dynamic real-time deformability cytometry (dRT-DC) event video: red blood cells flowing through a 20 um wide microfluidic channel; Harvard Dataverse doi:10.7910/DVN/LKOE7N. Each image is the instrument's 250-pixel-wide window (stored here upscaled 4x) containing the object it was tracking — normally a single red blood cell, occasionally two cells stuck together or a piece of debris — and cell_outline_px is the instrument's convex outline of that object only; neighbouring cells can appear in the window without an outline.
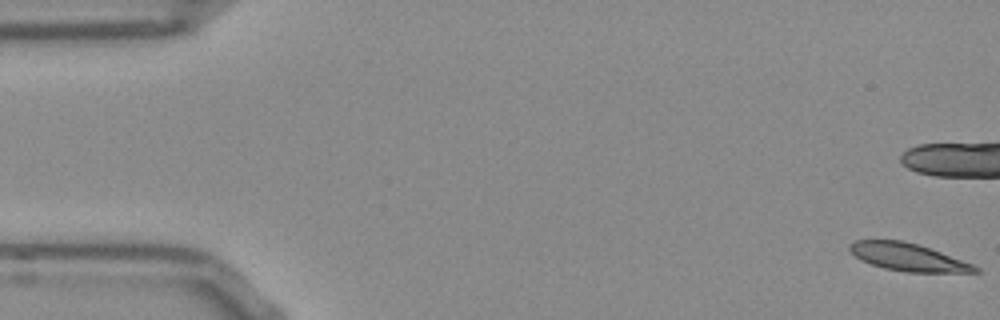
{"species": "Egyptian fruit bat (a non-hibernating species)", "species_latin": "Rousettus aegyptiacus", "temperature_condition": "room temperature", "stored_images_in_passage": 53, "camera_frame_rate_fps": 3000, "um_per_image_px": 0.085, "frame": {"image": 1, "passage_image": 1, "time_ms": 0.0, "image_size_px": [1000, 320], "cell_outline_px": [[984, 272], [904, 272], [884, 268], [860, 260], [848, 248], [848, 244], [856, 240], [900, 240], [916, 244], [940, 252], [972, 264], [980, 268]], "centroid_in_image_um": [77.16, 21.86], "position_along_channel_um": 7.8, "area_um2": 19.94}, "authors_computed_cell_mechanics": {"area_um2": 20.808, "velocity_mm_per_s": 3.8277, "shape_relaxation_time_tau1_ms": 6.6612, "shape_relaxation_time_tau2_ms": 8.9933, "deformation_change_tau1": 0.1522, "deformation_change_tau2": 0.1753}}